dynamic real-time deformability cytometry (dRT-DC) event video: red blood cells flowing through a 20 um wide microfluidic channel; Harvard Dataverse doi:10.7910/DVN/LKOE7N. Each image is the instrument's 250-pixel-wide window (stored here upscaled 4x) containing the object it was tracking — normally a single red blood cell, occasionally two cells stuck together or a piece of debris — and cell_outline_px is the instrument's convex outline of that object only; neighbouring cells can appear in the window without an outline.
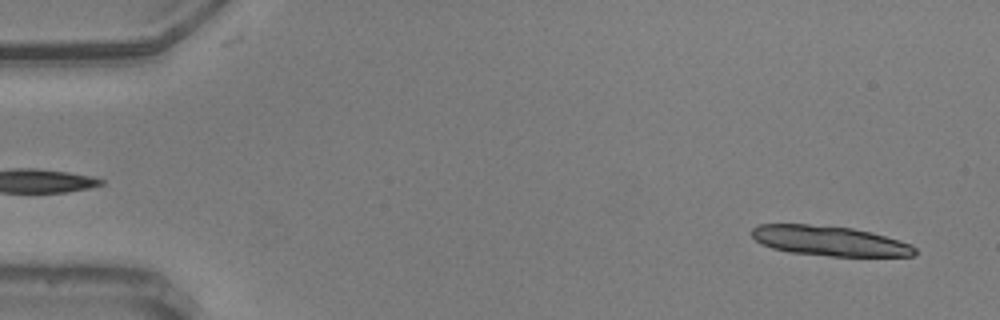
{"species": "common noctule bat (a hibernating species)", "species_latin": "Nyctalus noctula", "temperature_condition": "warm", "stored_images_in_passage": 16, "camera_frame_rate_fps": 3000, "um_per_image_px": 0.085, "animal": {"sex": "male", "body_mass_g": 20.5, "forearm_length_mm": 52.5}, "frame": {"image": 1, "passage_image": 3, "time_ms": 0.667, "image_size_px": [1000, 320], "cell_outline_px": [[916, 252], [912, 256], [828, 256], [788, 252], [772, 248], [760, 244], [752, 236], [752, 228], [756, 224], [808, 224], [852, 228], [872, 232], [900, 240], [912, 244], [916, 248]], "centroid_in_image_um": [70.5, 20.47], "position_along_channel_um": 14.5, "area_um2": 28.61}}